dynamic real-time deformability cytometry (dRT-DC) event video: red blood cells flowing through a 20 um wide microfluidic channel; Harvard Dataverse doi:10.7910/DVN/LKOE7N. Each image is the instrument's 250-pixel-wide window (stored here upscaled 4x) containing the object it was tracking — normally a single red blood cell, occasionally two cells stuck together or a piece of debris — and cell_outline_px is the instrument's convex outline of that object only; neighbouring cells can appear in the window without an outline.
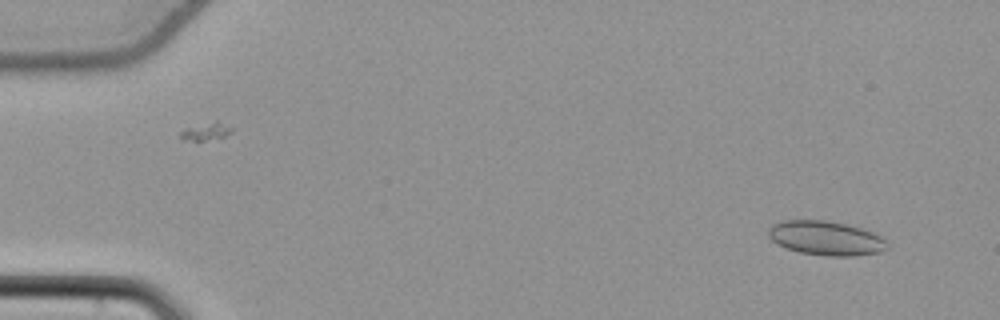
{"species": "common noctule bat (a hibernating species)", "species_latin": "Nyctalus noctula", "temperature_condition": "cold", "stored_images_in_passage": 36, "camera_frame_rate_fps": 3000, "um_per_image_px": 0.085, "animal": {"sex": "female", "body_mass_g": 22.7, "forearm_length_mm": 54.2}, "frame": {"image": 1, "passage_image": 4, "time_ms": 1.0, "image_size_px": [1000, 320], "cell_outline_px": [[888, 248], [880, 252], [856, 256], [824, 256], [800, 252], [776, 244], [768, 236], [768, 228], [772, 224], [780, 220], [824, 220], [844, 224], [860, 228], [872, 232], [888, 240]], "centroid_in_image_um": [70.2, 20.25], "position_along_channel_um": 14.8, "area_um2": 23.87}}
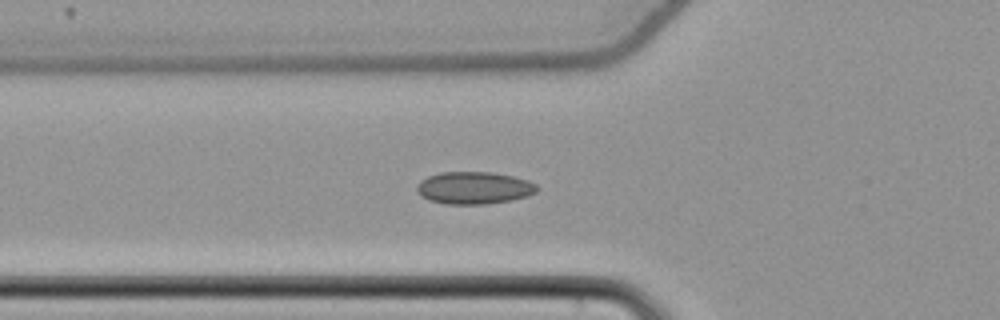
{"frame": {"image": 2, "passage_image": 20, "time_ms": 6.333, "image_size_px": [1000, 320], "cell_outline_px": [[540, 188], [536, 192], [528, 196], [512, 200], [484, 204], [444, 204], [428, 200], [420, 196], [416, 192], [416, 184], [420, 180], [428, 176], [440, 172], [492, 172], [512, 176], [528, 180], [536, 184]], "centroid_in_image_um": [40.27, 15.97], "position_along_channel_um": 85.5, "area_um2": 22.95}}
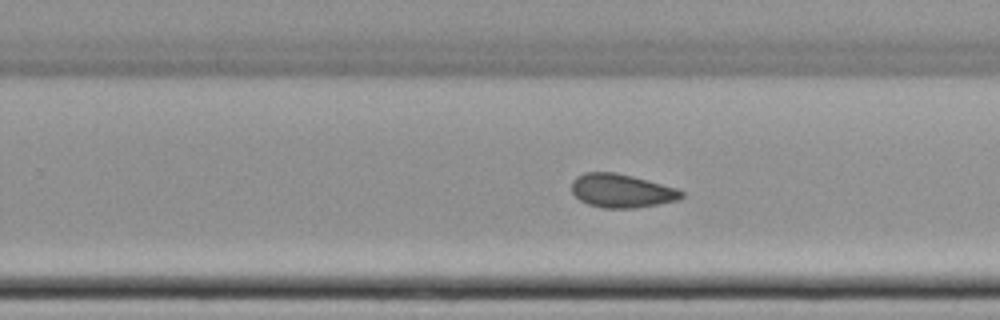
{"frame": {"image": 3, "passage_image": 35, "time_ms": 11.333, "image_size_px": [1000, 320], "cell_outline_px": [[684, 196], [676, 200], [660, 204], [636, 208], [604, 208], [588, 204], [580, 200], [572, 192], [572, 180], [576, 176], [584, 172], [616, 172], [632, 176], [676, 188], [684, 192]], "centroid_in_image_um": [52.82, 16.21], "position_along_channel_um": 277.0, "area_um2": 21.5}}